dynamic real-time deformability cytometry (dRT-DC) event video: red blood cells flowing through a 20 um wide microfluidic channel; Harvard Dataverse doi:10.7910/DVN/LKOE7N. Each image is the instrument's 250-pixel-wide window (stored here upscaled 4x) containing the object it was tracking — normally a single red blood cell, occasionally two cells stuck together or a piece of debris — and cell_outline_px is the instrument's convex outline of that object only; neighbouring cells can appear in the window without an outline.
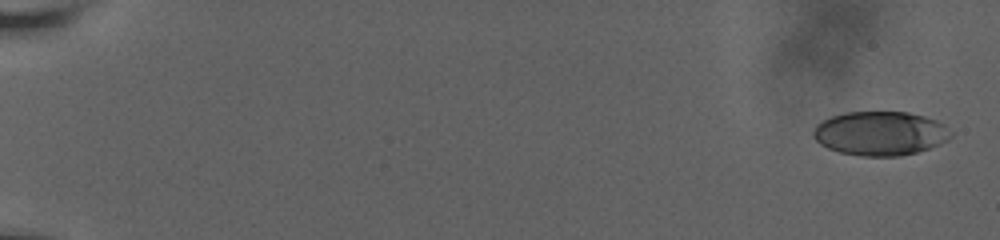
{"species": "human", "species_latin": "Homo sapiens", "temperature_condition": "room temperature", "stored_images_in_passage": 15, "camera_frame_rate_fps": 3000, "um_per_image_px": 0.085, "donor": {"sex": "male"}, "frame": {"image": 1, "passage_image": 1, "time_ms": 0.0, "image_size_px": [1000, 240], "cell_outline_px": [[952, 136], [948, 140], [928, 148], [916, 152], [900, 156], [860, 156], [840, 152], [828, 148], [820, 144], [812, 136], [812, 132], [816, 124], [832, 116], [848, 112], [908, 112], [924, 116], [936, 120], [944, 124], [952, 132]], "centroid_in_image_um": [74.82, 11.34], "position_along_channel_um": 10.2, "area_um2": 35.32}}
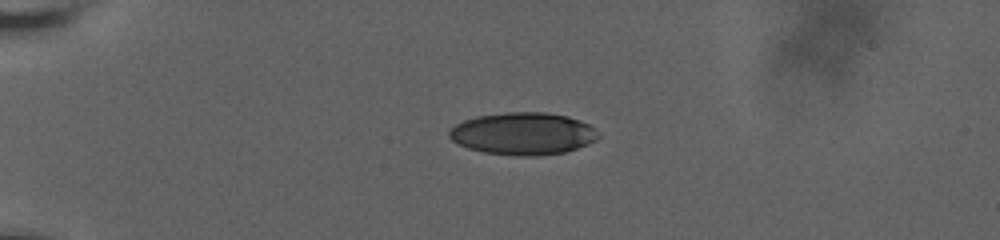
{"frame": {"image": 2, "passage_image": 9, "time_ms": 5.0, "image_size_px": [1000, 240], "cell_outline_px": [[600, 136], [596, 140], [588, 144], [564, 152], [536, 156], [516, 156], [484, 152], [468, 148], [452, 140], [448, 136], [448, 132], [456, 124], [464, 120], [476, 116], [508, 112], [548, 112], [568, 116], [580, 120], [596, 128]], "centroid_in_image_um": [44.48, 11.35], "position_along_channel_um": 40.5, "area_um2": 36.88}}
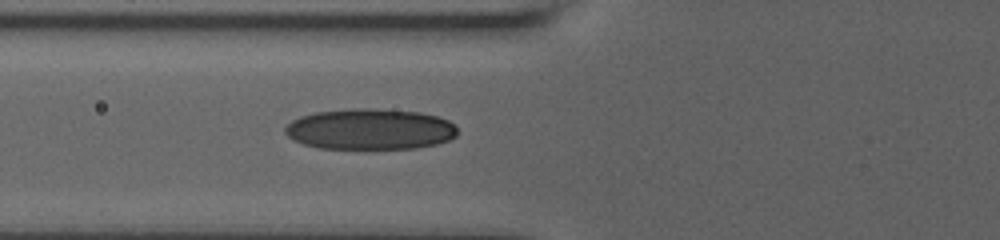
{"frame": {"image": 3, "passage_image": 15, "time_ms": 8.0, "image_size_px": [1000, 240], "cell_outline_px": [[456, 136], [448, 140], [436, 144], [416, 148], [320, 148], [304, 144], [292, 140], [284, 132], [284, 128], [292, 120], [300, 116], [316, 112], [352, 108], [372, 108], [420, 112], [436, 116], [448, 120], [456, 128]], "centroid_in_image_um": [31.42, 10.97], "position_along_channel_um": 94.4, "area_um2": 40.98}}